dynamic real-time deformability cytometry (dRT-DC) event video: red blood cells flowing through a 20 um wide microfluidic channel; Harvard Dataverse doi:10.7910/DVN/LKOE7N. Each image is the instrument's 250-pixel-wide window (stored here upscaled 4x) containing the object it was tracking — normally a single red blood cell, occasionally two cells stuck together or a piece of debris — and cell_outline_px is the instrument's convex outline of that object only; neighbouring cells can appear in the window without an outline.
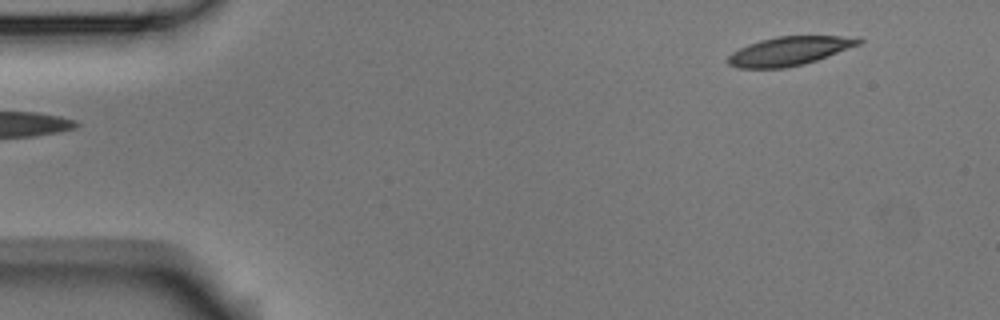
{"species": "Egyptian fruit bat (a non-hibernating species)", "species_latin": "Rousettus aegyptiacus", "temperature_condition": "room temperature", "stored_images_in_passage": 4, "segment_of_instrument_passage": [2, 2], "camera_frame_rate_fps": 3000, "um_per_image_px": 0.085, "animal": {"sex": "male"}, "frame": {"image": 1, "passage_image": 4, "time_ms": 1.0, "image_size_px": [1000, 320], "cell_outline_px": [[864, 40], [860, 44], [816, 60], [804, 64], [784, 68], [736, 68], [728, 64], [728, 56], [732, 52], [748, 44], [760, 40], [776, 36], [840, 36]], "centroid_in_image_um": [67.03, 4.34], "position_along_channel_um": 18.0, "area_um2": 21.68}}